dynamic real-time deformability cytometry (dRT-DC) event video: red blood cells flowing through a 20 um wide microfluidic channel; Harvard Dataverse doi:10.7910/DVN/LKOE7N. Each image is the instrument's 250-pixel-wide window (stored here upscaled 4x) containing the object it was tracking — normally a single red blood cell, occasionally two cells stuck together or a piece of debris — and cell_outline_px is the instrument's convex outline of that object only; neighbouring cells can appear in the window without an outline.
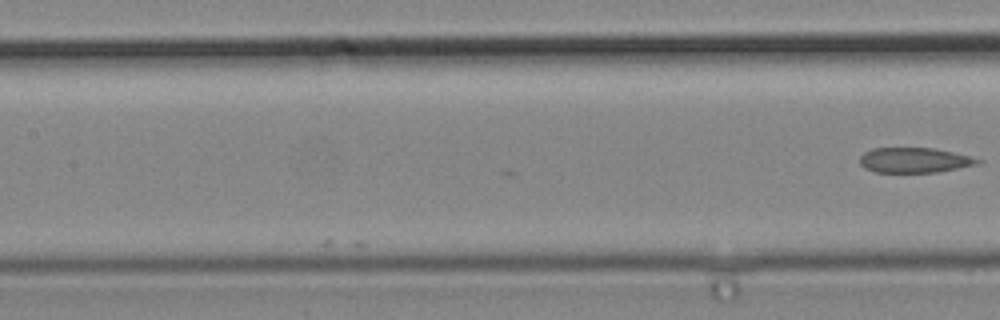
{"species": "common noctule bat (a hibernating species)", "species_latin": "Nyctalus noctula", "temperature_condition": "cold", "stored_images_in_passage": 6, "camera_frame_rate_fps": 3000, "um_per_image_px": 0.085, "animal": {"sex": "male", "body_mass_g": 19.2, "forearm_length_mm": 51.8}, "frame": {"image": 1, "passage_image": 6, "time_ms": 1.667, "image_size_px": [1000, 320], "cell_outline_px": [[984, 160], [980, 164], [936, 172], [876, 172], [864, 168], [860, 164], [860, 156], [864, 152], [872, 148], [936, 148]], "centroid_in_image_um": [77.72, 13.61], "position_along_channel_um": 129.7, "area_um2": 17.22}}